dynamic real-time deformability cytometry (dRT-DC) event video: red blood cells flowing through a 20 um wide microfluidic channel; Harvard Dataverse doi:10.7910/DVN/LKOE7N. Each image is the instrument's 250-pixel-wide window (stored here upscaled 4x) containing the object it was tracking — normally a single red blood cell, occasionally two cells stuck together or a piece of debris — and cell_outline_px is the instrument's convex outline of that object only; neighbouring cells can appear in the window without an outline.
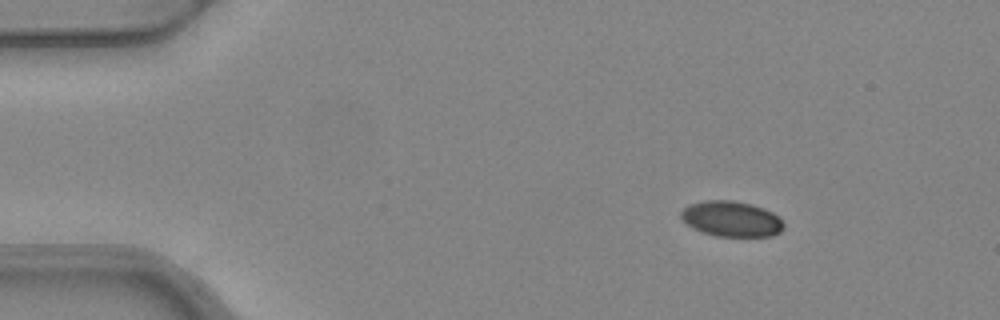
{"species": "common noctule bat (a hibernating species)", "species_latin": "Nyctalus noctula", "temperature_condition": "warm", "stored_images_in_passage": 4, "camera_frame_rate_fps": 3000, "um_per_image_px": 0.085, "animal": {"sex": "female", "body_mass_g": 24.6, "forearm_length_mm": 56.2}, "frame": {"image": 1, "passage_image": 1, "time_ms": 0.0, "image_size_px": [1000, 320], "cell_outline_px": [[784, 228], [780, 232], [772, 236], [716, 236], [692, 228], [680, 216], [680, 212], [688, 204], [704, 200], [732, 200], [752, 204], [764, 208], [772, 212], [784, 224]], "centroid_in_image_um": [62.16, 18.59], "position_along_channel_um": 22.8, "area_um2": 21.21}}
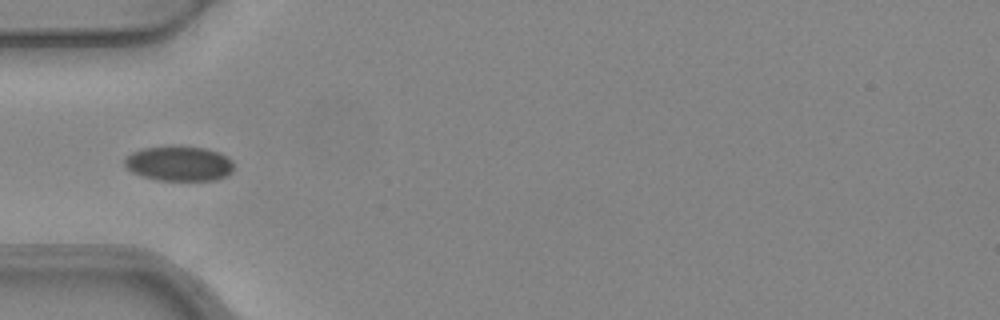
{"frame": {"image": 2, "passage_image": 4, "time_ms": 1.0, "image_size_px": [1000, 320], "cell_outline_px": [[232, 172], [216, 180], [156, 180], [140, 176], [132, 172], [124, 164], [124, 160], [132, 152], [144, 148], [172, 144], [204, 148], [220, 152], [228, 156], [232, 160]], "centroid_in_image_um": [15.21, 13.88], "position_along_channel_um": 69.8, "area_um2": 22.6}}